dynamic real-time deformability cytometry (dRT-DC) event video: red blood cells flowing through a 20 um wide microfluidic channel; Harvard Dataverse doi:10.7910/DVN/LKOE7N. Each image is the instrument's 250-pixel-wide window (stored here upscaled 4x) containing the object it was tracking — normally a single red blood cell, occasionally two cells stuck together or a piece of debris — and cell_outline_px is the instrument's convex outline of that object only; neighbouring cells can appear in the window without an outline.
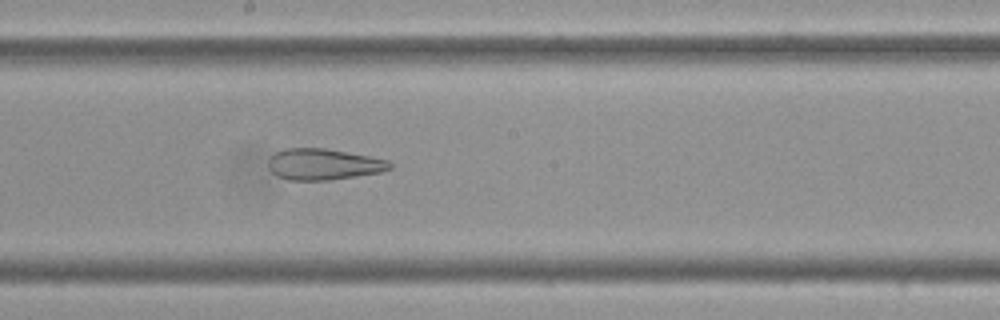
{"species": "Egyptian fruit bat (a non-hibernating species)", "species_latin": "Rousettus aegyptiacus", "temperature_condition": "cold", "stored_images_in_passage": 57, "camera_frame_rate_fps": 3000, "um_per_image_px": 0.085, "frame": {"image": 1, "passage_image": 31, "time_ms": 10.0, "image_size_px": [1000, 320], "cell_outline_px": [[392, 168], [380, 172], [332, 180], [288, 180], [276, 176], [268, 168], [268, 160], [276, 152], [284, 148], [328, 148], [388, 160], [392, 164]], "centroid_in_image_um": [27.47, 13.96], "position_along_channel_um": 220.7, "area_um2": 22.2}}
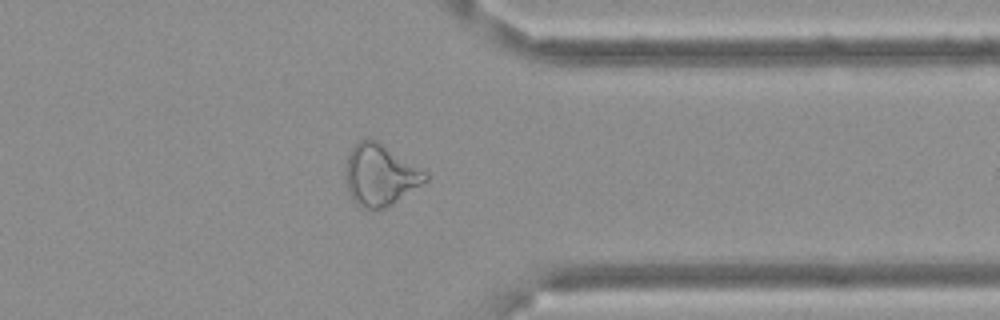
{"frame": {"image": 2, "passage_image": 45, "time_ms": 14.667, "image_size_px": [1000, 320], "cell_outline_px": [[428, 180], [384, 208], [360, 208], [356, 204], [348, 188], [348, 156], [356, 140], [376, 140], [428, 172]], "centroid_in_image_um": [32.35, 14.86], "position_along_channel_um": 379.0, "area_um2": 27.63}}
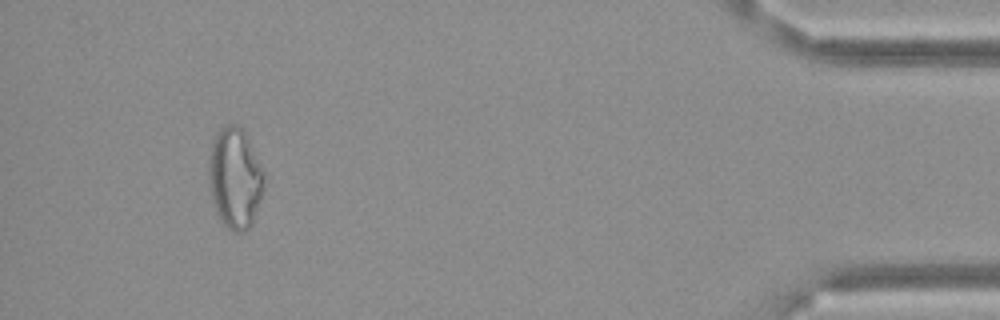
{"frame": {"image": 3, "passage_image": 53, "time_ms": 17.333, "image_size_px": [1000, 320], "cell_outline_px": [[264, 188], [252, 224], [248, 228], [240, 232], [232, 232], [220, 220], [216, 212], [212, 200], [208, 184], [208, 160], [212, 140], [216, 132], [224, 124], [236, 124], [244, 128], [264, 172]], "centroid_in_image_um": [19.95, 15.1], "position_along_channel_um": 415.2, "area_um2": 33.06}}